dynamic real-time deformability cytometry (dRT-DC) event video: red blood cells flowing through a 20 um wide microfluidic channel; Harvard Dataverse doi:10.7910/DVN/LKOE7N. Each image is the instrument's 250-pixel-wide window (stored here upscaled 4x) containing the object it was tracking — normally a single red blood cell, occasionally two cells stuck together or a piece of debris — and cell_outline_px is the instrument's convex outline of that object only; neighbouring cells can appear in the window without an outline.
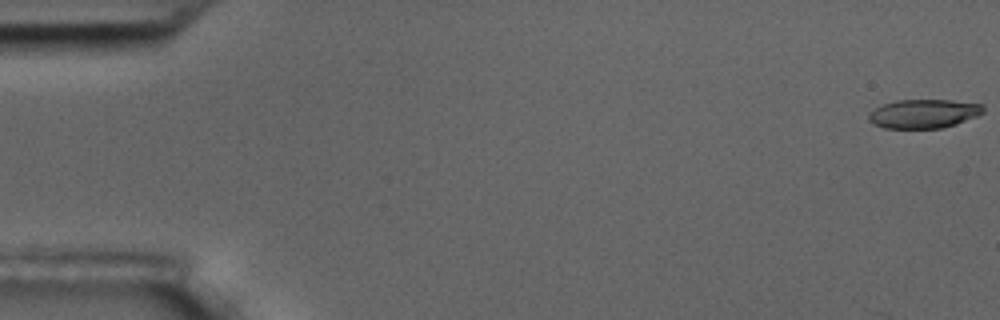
{"species": "common noctule bat (a hibernating species)", "species_latin": "Nyctalus noctula", "temperature_condition": "room temperature", "stored_images_in_passage": 6, "camera_frame_rate_fps": 3000, "um_per_image_px": 0.085, "animal": {"sex": "male", "body_mass_g": 17.5, "forearm_length_mm": 52.3}, "frame": {"image": 1, "passage_image": 1, "time_ms": 0.0, "image_size_px": [1000, 320], "cell_outline_px": [[984, 112], [976, 116], [956, 124], [940, 128], [884, 128], [872, 124], [868, 120], [868, 112], [884, 104], [896, 100], [952, 100], [984, 104]], "centroid_in_image_um": [78.5, 9.66], "position_along_channel_um": 6.5, "area_um2": 19.36}}